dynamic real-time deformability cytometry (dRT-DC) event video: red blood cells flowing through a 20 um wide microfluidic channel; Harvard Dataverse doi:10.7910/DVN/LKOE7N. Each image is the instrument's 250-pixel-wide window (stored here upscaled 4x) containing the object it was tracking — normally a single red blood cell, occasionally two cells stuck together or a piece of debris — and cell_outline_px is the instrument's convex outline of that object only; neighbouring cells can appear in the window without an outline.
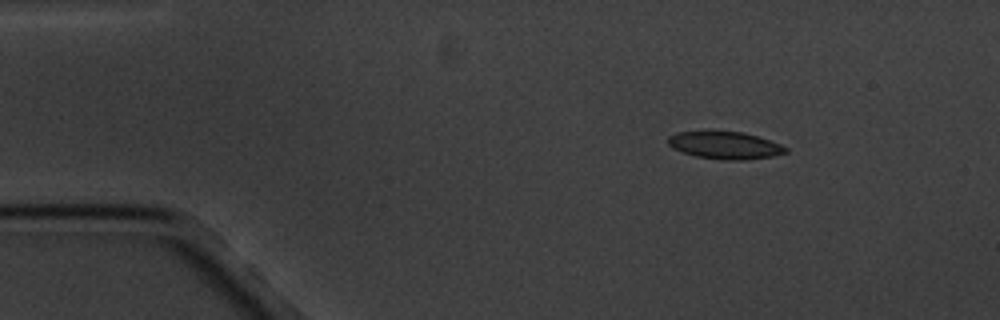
{"species": "common noctule bat (a hibernating species)", "species_latin": "Nyctalus noctula", "temperature_condition": "cold", "stored_images_in_passage": 3, "camera_frame_rate_fps": 3000, "um_per_image_px": 0.085, "animal": {"sex": "male", "body_mass_g": 20.1, "forearm_length_mm": 53.5}, "frame": {"image": 1, "passage_image": 1, "time_ms": 0.0, "image_size_px": [1000, 320], "cell_outline_px": [[788, 152], [772, 156], [740, 160], [728, 160], [696, 156], [672, 148], [668, 144], [668, 136], [676, 132], [744, 132], [780, 144], [788, 148]], "centroid_in_image_um": [61.62, 12.35], "position_along_channel_um": 23.4, "area_um2": 18.38}}